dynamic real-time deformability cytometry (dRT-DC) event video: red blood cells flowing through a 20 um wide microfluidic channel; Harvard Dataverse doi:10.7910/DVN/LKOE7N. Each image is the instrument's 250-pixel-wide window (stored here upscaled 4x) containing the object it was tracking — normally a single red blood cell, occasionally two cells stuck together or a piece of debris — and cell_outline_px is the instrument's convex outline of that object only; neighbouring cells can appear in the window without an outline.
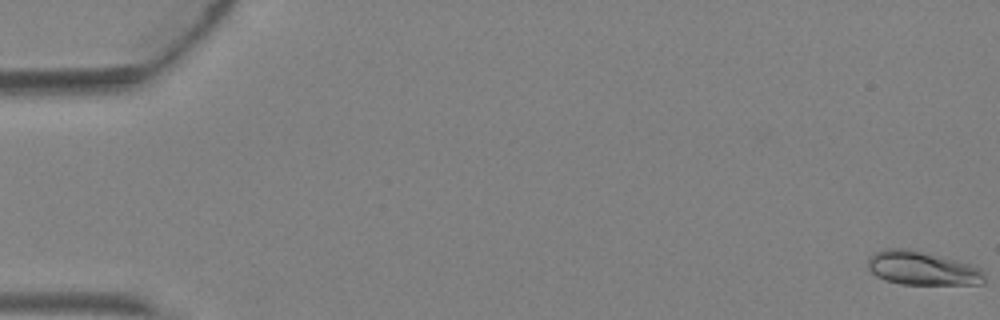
{"species": "Egyptian fruit bat (a non-hibernating species)", "species_latin": "Rousettus aegyptiacus", "temperature_condition": "warm", "stored_images_in_passage": 4, "camera_frame_rate_fps": 3000, "um_per_image_px": 0.085, "animal": {"sex": "female"}, "frame": {"image": 1, "passage_image": 1, "time_ms": 0.0, "image_size_px": [1000, 320], "cell_outline_px": [[984, 284], [900, 284], [884, 280], [876, 276], [868, 268], [868, 256], [884, 248], [908, 248], [956, 260], [980, 268], [984, 272]], "centroid_in_image_um": [78.35, 22.8], "position_along_channel_um": 6.7, "area_um2": 22.95}}